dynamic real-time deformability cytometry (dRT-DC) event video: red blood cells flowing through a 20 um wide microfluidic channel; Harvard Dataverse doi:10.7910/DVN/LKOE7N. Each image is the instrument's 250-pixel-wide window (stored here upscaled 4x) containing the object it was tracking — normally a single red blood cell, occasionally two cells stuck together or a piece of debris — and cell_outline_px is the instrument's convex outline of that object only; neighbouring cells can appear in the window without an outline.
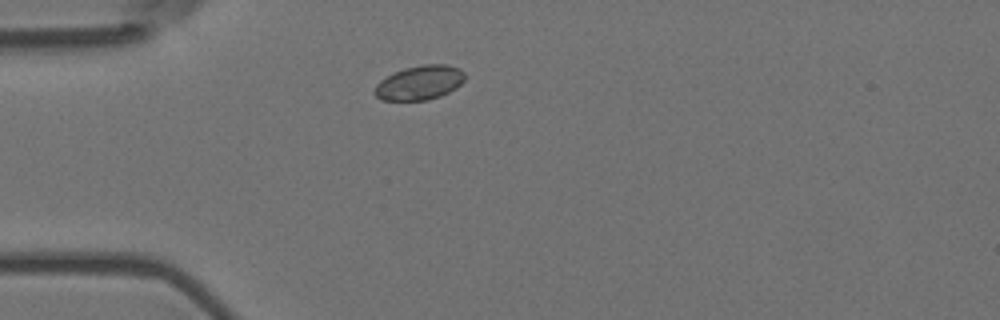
{"species": "Egyptian fruit bat (a non-hibernating species)", "species_latin": "Rousettus aegyptiacus", "temperature_condition": "room temperature", "stored_images_in_passage": 2, "camera_frame_rate_fps": 3000, "um_per_image_px": 0.085, "animal": {"sex": "female"}, "frame": {"image": 1, "passage_image": 2, "time_ms": 0.333, "image_size_px": [1000, 320], "cell_outline_px": [[464, 80], [456, 88], [440, 96], [428, 100], [380, 100], [372, 92], [376, 84], [380, 80], [404, 68], [424, 64], [448, 64], [460, 68], [464, 72]], "centroid_in_image_um": [35.66, 7.03], "position_along_channel_um": 49.3, "area_um2": 18.09}}